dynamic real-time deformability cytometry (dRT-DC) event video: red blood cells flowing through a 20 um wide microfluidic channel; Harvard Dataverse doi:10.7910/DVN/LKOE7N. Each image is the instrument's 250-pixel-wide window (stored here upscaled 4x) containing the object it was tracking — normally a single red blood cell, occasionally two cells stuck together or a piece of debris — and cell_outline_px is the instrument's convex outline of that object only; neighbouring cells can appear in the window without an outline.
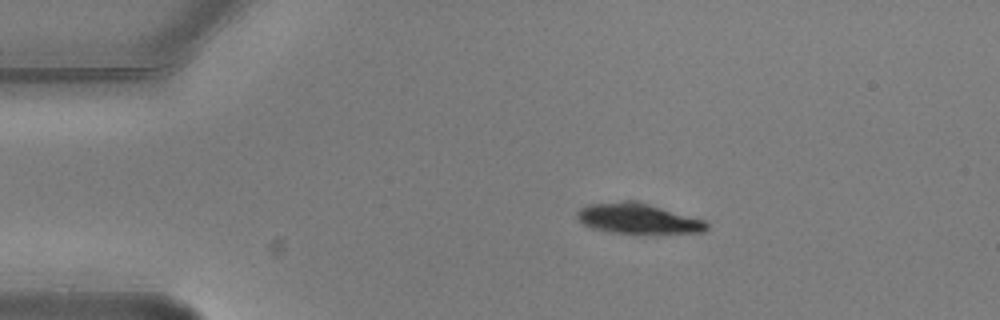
{"species": "common noctule bat (a hibernating species)", "species_latin": "Nyctalus noctula", "temperature_condition": "warm", "stored_images_in_passage": 10, "camera_frame_rate_fps": 3000, "um_per_image_px": 0.085, "animal": {"sex": "male", "body_mass_g": 20.5, "forearm_length_mm": 52.5}, "frame": {"image": 1, "passage_image": 1, "time_ms": 0.0, "image_size_px": [1000, 320], "cell_outline_px": [[708, 228], [704, 232], [644, 236], [608, 232], [592, 228], [576, 220], [576, 212], [580, 208], [588, 204], [624, 200], [636, 200], [704, 220], [708, 224]], "centroid_in_image_um": [54.22, 18.62], "position_along_channel_um": 30.8, "area_um2": 23.99}}
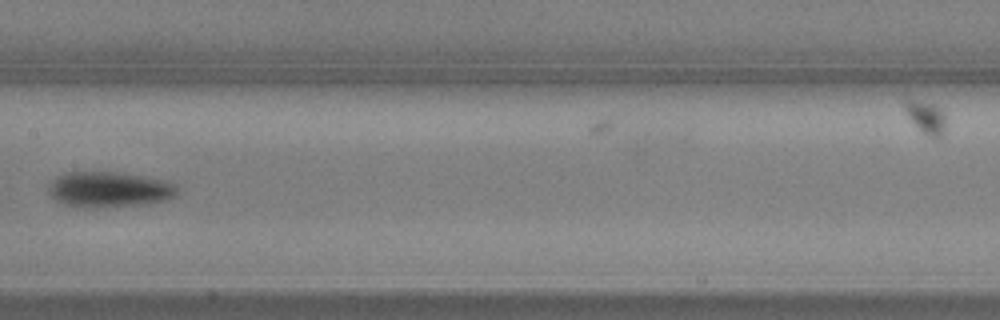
{"frame": {"image": 2, "passage_image": 6, "time_ms": 1.667, "image_size_px": [1000, 320], "cell_outline_px": [[180, 192], [176, 196], [168, 200], [144, 204], [96, 208], [76, 208], [64, 204], [56, 200], [48, 192], [48, 188], [52, 180], [56, 176], [64, 172], [116, 172], [148, 176], [164, 180], [176, 184]], "centroid_in_image_um": [9.3, 16.11], "position_along_channel_um": 198.1, "area_um2": 27.28}}
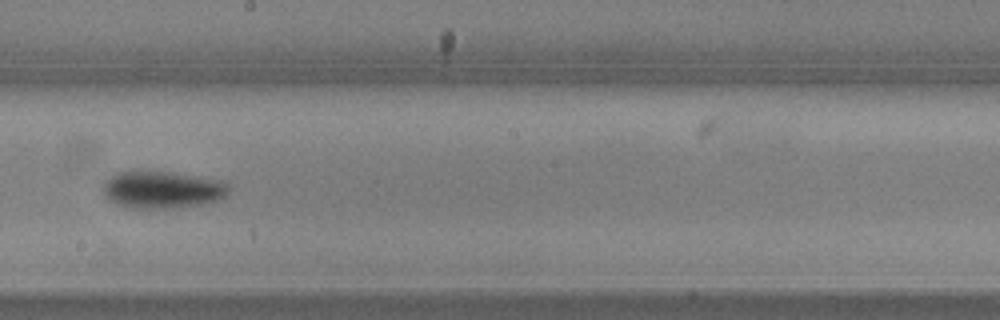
{"frame": {"image": 3, "passage_image": 7, "time_ms": 2.0, "image_size_px": [1000, 320], "cell_outline_px": [[232, 188], [224, 196], [216, 200], [200, 204], [172, 208], [132, 208], [116, 204], [104, 196], [104, 184], [116, 172], [140, 168], [172, 172], [224, 180]], "centroid_in_image_um": [13.79, 16.08], "position_along_channel_um": 234.4, "area_um2": 27.86}}